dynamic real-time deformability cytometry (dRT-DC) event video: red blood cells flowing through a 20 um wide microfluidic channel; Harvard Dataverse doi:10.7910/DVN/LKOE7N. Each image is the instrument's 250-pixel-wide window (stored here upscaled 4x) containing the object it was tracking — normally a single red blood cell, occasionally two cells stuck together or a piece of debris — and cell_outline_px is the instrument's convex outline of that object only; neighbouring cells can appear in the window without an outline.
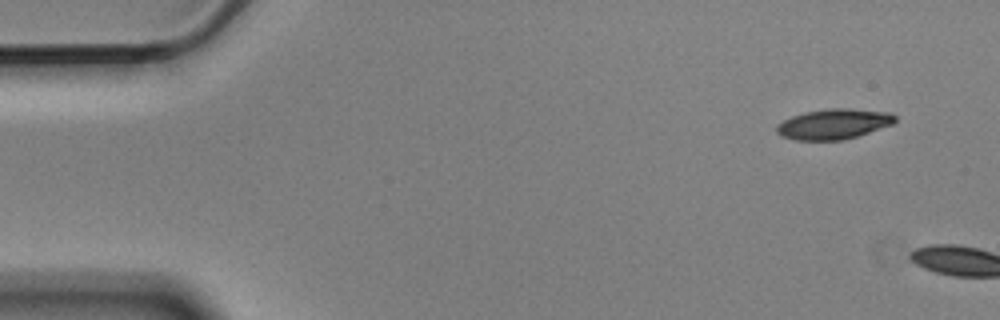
{"species": "Egyptian fruit bat (a non-hibernating species)", "species_latin": "Rousettus aegyptiacus", "temperature_condition": "cold", "stored_images_in_passage": 2, "camera_frame_rate_fps": 3000, "um_per_image_px": 0.085, "animal": {"sex": "male"}, "frame": {"image": 1, "passage_image": 1, "time_ms": 0.0, "image_size_px": [1000, 320], "cell_outline_px": [[896, 120], [892, 124], [856, 136], [840, 140], [796, 140], [780, 136], [776, 132], [776, 124], [792, 116], [804, 112], [828, 108], [848, 108], [892, 112], [896, 116]], "centroid_in_image_um": [70.84, 10.53], "position_along_channel_um": 14.2, "area_um2": 20.92}}